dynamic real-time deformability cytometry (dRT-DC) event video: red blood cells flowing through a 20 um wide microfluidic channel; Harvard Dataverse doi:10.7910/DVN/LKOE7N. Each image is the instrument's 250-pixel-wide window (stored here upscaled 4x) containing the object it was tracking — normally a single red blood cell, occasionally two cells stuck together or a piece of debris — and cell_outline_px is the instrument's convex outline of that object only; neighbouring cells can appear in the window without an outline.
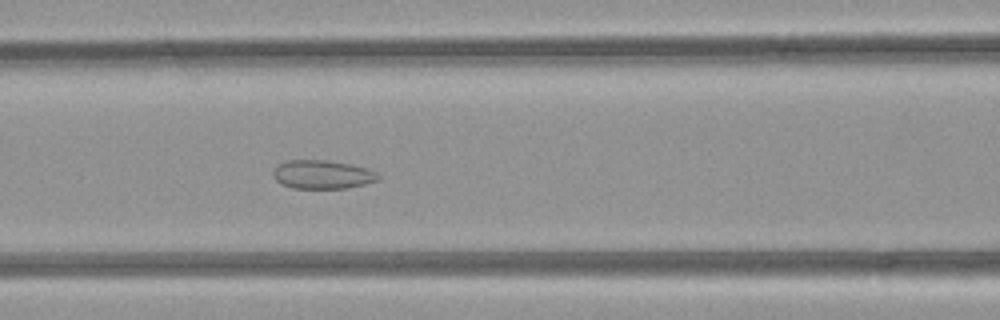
{"species": "common noctule bat (a hibernating species)", "species_latin": "Nyctalus noctula", "temperature_condition": "room temperature", "stored_images_in_passage": 41, "camera_frame_rate_fps": 3000, "um_per_image_px": 0.085, "animal": {"sex": "female", "body_mass_g": 21.9}, "frame": {"image": 1, "passage_image": 12, "time_ms": 3.667, "image_size_px": [1000, 320], "cell_outline_px": [[380, 180], [348, 188], [292, 188], [280, 184], [272, 176], [272, 172], [276, 164], [288, 160], [328, 160], [352, 164], [368, 168], [376, 172], [380, 176]], "centroid_in_image_um": [27.39, 14.82], "position_along_channel_um": 139.2, "area_um2": 17.86}}
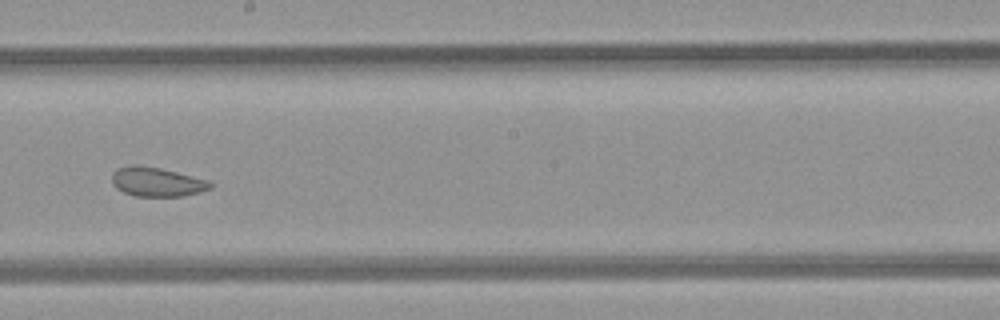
{"frame": {"image": 2, "passage_image": 19, "time_ms": 6.0, "image_size_px": [1000, 320], "cell_outline_px": [[212, 188], [200, 192], [184, 196], [132, 196], [116, 188], [112, 184], [112, 172], [116, 168], [132, 164], [136, 164], [160, 168], [208, 180], [212, 184]], "centroid_in_image_um": [13.29, 15.46], "position_along_channel_um": 234.9, "area_um2": 16.88}}
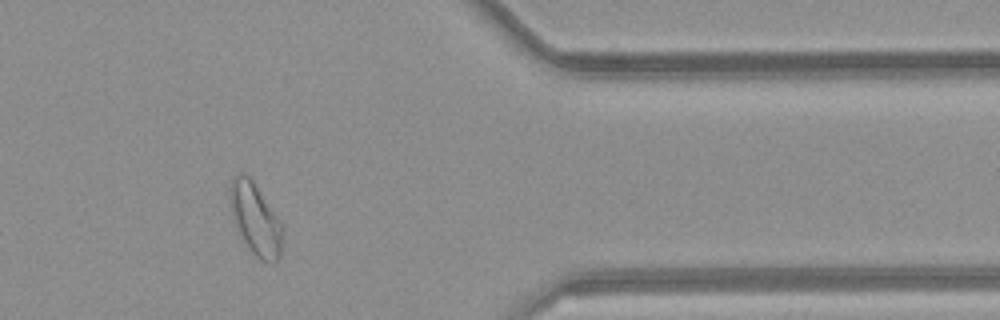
{"frame": {"image": 3, "passage_image": 32, "time_ms": 10.333, "image_size_px": [1000, 320], "cell_outline_px": [[280, 256], [276, 264], [272, 264], [260, 260], [252, 252], [244, 240], [232, 216], [228, 196], [228, 192], [232, 180], [240, 172], [244, 172], [252, 180], [280, 220]], "centroid_in_image_um": [21.68, 18.61], "position_along_channel_um": 389.7, "area_um2": 21.44}, "authors_computed_cell_mechanics": {"area_um2": 19.941, "velocity_mm_per_s": 4.1001, "shape_relaxation_time_tau1_ms": null, "shape_relaxation_time_tau2_ms": 1.5841, "deformation_change_tau1": null, "deformation_change_tau2": 0.0552}}